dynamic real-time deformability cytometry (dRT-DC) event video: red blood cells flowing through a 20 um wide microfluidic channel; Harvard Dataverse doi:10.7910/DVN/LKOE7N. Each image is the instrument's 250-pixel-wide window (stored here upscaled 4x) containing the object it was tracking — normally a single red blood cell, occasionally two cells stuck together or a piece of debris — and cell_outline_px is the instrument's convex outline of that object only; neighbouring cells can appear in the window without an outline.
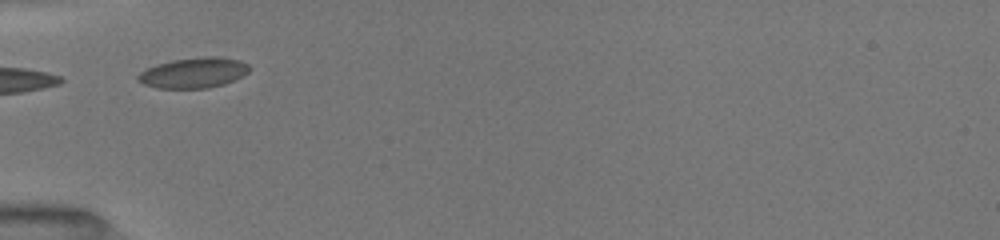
{"species": "common noctule bat (a hibernating species)", "species_latin": "Nyctalus noctula", "temperature_condition": "room temperature", "stored_images_in_passage": 7, "camera_frame_rate_fps": 3000, "um_per_image_px": 0.085, "animal": {"sex": "female", "body_mass_g": 19.5, "forearm_length_mm": 54.1}, "frame": {"image": 1, "passage_image": 3, "time_ms": 1.667, "image_size_px": [1000, 240], "cell_outline_px": [[252, 68], [248, 72], [224, 84], [208, 88], [156, 88], [144, 84], [136, 80], [136, 76], [140, 72], [156, 64], [172, 60], [204, 56], [220, 56], [240, 60], [248, 64]], "centroid_in_image_um": [16.45, 6.17], "position_along_channel_um": 68.5, "area_um2": 19.83}}
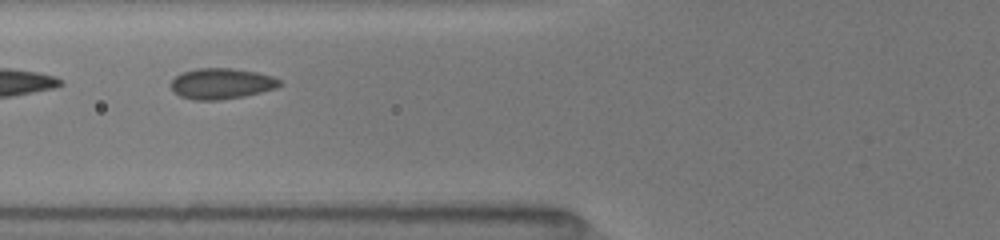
{"frame": {"image": 2, "passage_image": 4, "time_ms": 2.667, "image_size_px": [1000, 240], "cell_outline_px": [[284, 84], [276, 88], [244, 96], [220, 100], [192, 100], [180, 96], [168, 84], [176, 76], [184, 72], [196, 68], [232, 68], [256, 72], [272, 76], [280, 80]], "centroid_in_image_um": [18.83, 7.11], "position_along_channel_um": 107.0, "area_um2": 19.54}}
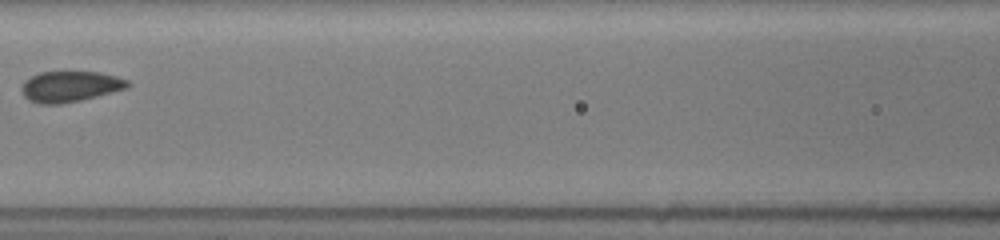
{"frame": {"image": 3, "passage_image": 6, "time_ms": 4.0, "image_size_px": [1000, 240], "cell_outline_px": [[132, 84], [128, 88], [64, 104], [40, 104], [28, 100], [24, 96], [20, 88], [24, 80], [40, 72], [100, 72], [116, 76], [128, 80]], "centroid_in_image_um": [5.95, 7.35], "position_along_channel_um": 160.6, "area_um2": 19.13}}